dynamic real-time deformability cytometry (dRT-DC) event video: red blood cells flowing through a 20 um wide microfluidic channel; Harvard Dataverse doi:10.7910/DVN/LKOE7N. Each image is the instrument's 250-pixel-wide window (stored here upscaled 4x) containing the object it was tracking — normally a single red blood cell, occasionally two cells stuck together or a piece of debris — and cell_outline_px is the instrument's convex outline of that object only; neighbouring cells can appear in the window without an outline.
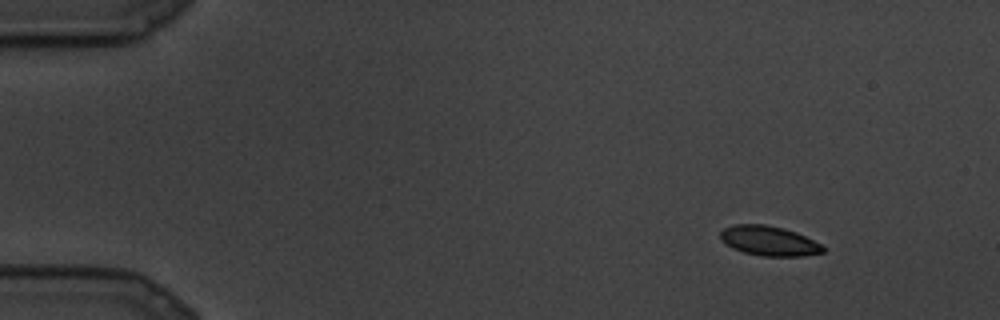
{"species": "common noctule bat (a hibernating species)", "species_latin": "Nyctalus noctula", "temperature_condition": "cold", "stored_images_in_passage": 16, "camera_frame_rate_fps": 3000, "um_per_image_px": 0.085, "animal": {"sex": "male", "body_mass_g": 19.5, "forearm_length_mm": 54.6}, "frame": {"image": 1, "passage_image": 1, "time_ms": 0.0, "image_size_px": [1000, 320], "cell_outline_px": [[824, 252], [804, 256], [764, 256], [744, 252], [732, 248], [724, 244], [720, 240], [720, 232], [724, 228], [732, 224], [764, 224], [784, 228], [796, 232], [820, 244], [824, 248]], "centroid_in_image_um": [65.32, 20.47], "position_along_channel_um": 19.7, "area_um2": 17.8}}